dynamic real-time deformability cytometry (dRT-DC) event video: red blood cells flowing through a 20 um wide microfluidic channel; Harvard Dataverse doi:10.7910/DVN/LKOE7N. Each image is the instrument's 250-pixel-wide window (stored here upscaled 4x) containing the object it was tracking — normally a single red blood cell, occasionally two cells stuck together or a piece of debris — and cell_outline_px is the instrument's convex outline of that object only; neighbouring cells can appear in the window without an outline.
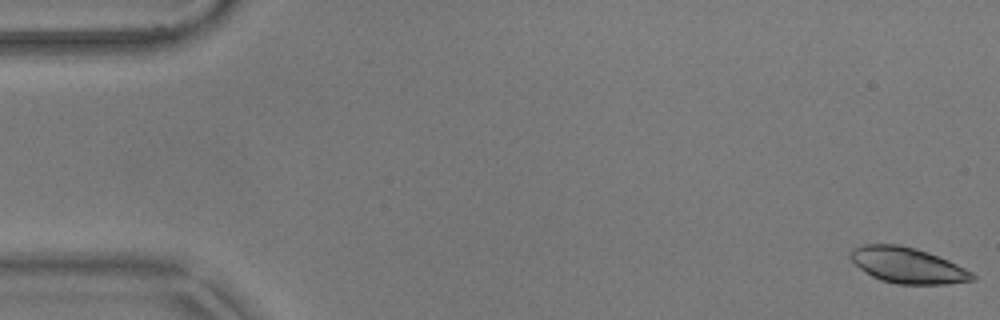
{"species": "common noctule bat (a hibernating species)", "species_latin": "Nyctalus noctula", "temperature_condition": "warm", "stored_images_in_passage": 54, "camera_frame_rate_fps": 3000, "um_per_image_px": 0.085, "animal": {"sex": "male", "body_mass_g": 17.9}, "frame": {"image": 1, "passage_image": 1, "time_ms": 0.0, "image_size_px": [1000, 320], "cell_outline_px": [[976, 280], [948, 284], [896, 284], [880, 280], [872, 276], [860, 268], [848, 256], [852, 248], [864, 244], [896, 244], [916, 248], [928, 252], [948, 260], [972, 272], [976, 276]], "centroid_in_image_um": [77.15, 22.55], "position_along_channel_um": 7.9, "area_um2": 25.43}}
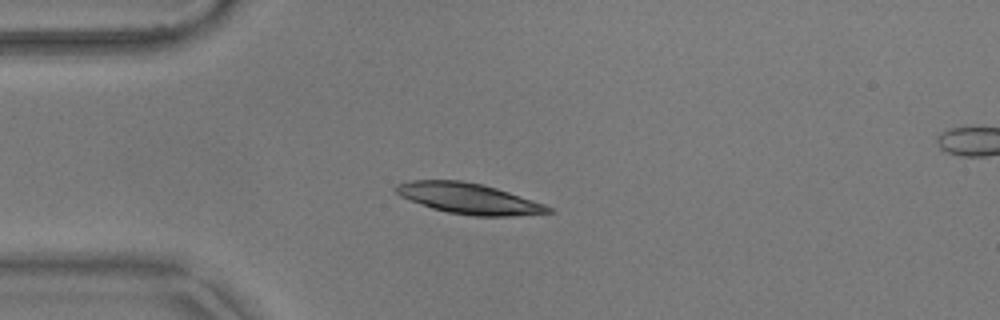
{"frame": {"image": 2, "passage_image": 14, "time_ms": 4.333, "image_size_px": [1000, 320], "cell_outline_px": [[556, 212], [512, 216], [472, 216], [448, 212], [432, 208], [400, 196], [392, 188], [396, 184], [412, 180], [460, 180], [484, 184], [544, 204], [552, 208]], "centroid_in_image_um": [39.83, 16.87], "position_along_channel_um": 45.2, "area_um2": 27.17}}
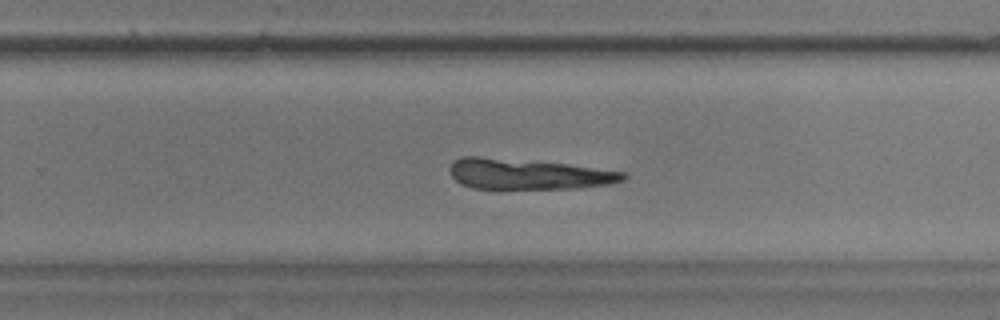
{"frame": {"image": 3, "passage_image": 35, "time_ms": 11.333, "image_size_px": [1000, 320], "cell_outline_px": [[628, 176], [624, 180], [608, 184], [580, 188], [472, 188], [460, 184], [452, 176], [448, 168], [456, 160], [464, 156], [480, 156], [568, 164], [628, 172]], "centroid_in_image_um": [44.92, 14.79], "position_along_channel_um": 284.9, "area_um2": 30.81}}